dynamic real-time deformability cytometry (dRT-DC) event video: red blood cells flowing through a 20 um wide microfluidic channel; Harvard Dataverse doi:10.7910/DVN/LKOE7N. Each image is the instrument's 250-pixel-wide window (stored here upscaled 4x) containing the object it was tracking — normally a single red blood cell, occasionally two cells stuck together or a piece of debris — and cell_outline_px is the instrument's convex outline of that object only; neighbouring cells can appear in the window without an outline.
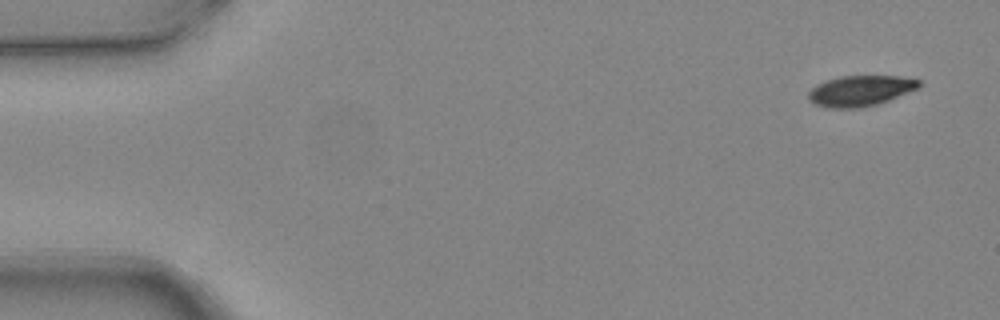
{"species": "common noctule bat (a hibernating species)", "species_latin": "Nyctalus noctula", "temperature_condition": "warm", "stored_images_in_passage": 7, "camera_frame_rate_fps": 3000, "um_per_image_px": 0.085, "animal": {"sex": "female", "body_mass_g": 24.6, "forearm_length_mm": 56.2}, "frame": {"image": 1, "passage_image": 1, "time_ms": 0.0, "image_size_px": [1000, 320], "cell_outline_px": [[920, 88], [888, 100], [876, 104], [860, 108], [828, 108], [816, 104], [808, 100], [808, 92], [816, 84], [840, 76], [900, 76], [920, 80]], "centroid_in_image_um": [73.13, 7.71], "position_along_channel_um": 11.9, "area_um2": 19.71}}
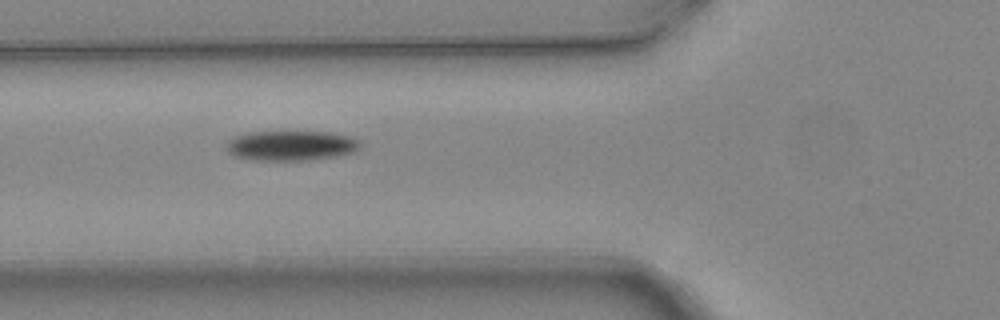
{"frame": {"image": 2, "passage_image": 6, "time_ms": 1.667, "image_size_px": [1000, 320], "cell_outline_px": [[360, 148], [356, 152], [336, 156], [308, 160], [252, 160], [232, 156], [224, 148], [224, 144], [228, 140], [236, 136], [248, 132], [292, 128], [332, 132], [352, 136], [360, 140]], "centroid_in_image_um": [24.73, 12.32], "position_along_channel_um": 101.1, "area_um2": 24.97}}
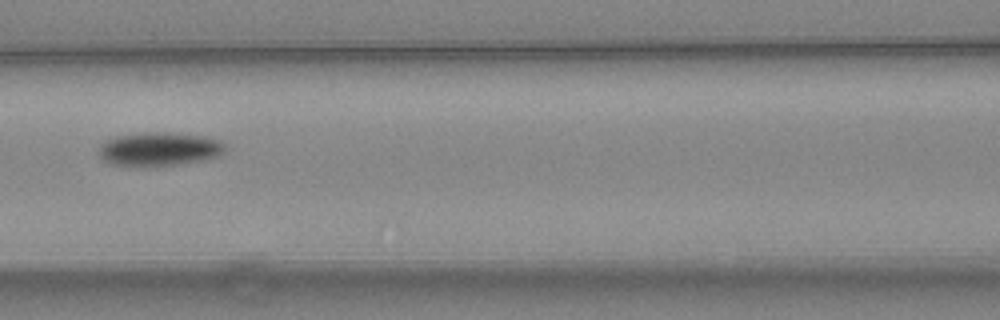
{"frame": {"image": 3, "passage_image": 7, "time_ms": 2.0, "image_size_px": [1000, 320], "cell_outline_px": [[228, 148], [224, 152], [216, 156], [204, 160], [180, 164], [148, 168], [128, 168], [108, 164], [100, 160], [96, 152], [100, 144], [104, 140], [116, 136], [148, 132], [172, 132], [204, 136], [220, 140]], "centroid_in_image_um": [13.43, 12.71], "position_along_channel_um": 153.2, "area_um2": 26.07}}